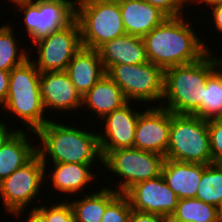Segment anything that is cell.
I'll return each mask as SVG.
<instances>
[{
  "instance_id": "cell-1",
  "label": "cell",
  "mask_w": 222,
  "mask_h": 222,
  "mask_svg": "<svg viewBox=\"0 0 222 222\" xmlns=\"http://www.w3.org/2000/svg\"><path fill=\"white\" fill-rule=\"evenodd\" d=\"M183 18L167 17L142 38L148 61L163 70L198 61L209 51Z\"/></svg>"
},
{
  "instance_id": "cell-14",
  "label": "cell",
  "mask_w": 222,
  "mask_h": 222,
  "mask_svg": "<svg viewBox=\"0 0 222 222\" xmlns=\"http://www.w3.org/2000/svg\"><path fill=\"white\" fill-rule=\"evenodd\" d=\"M130 103L102 118L105 132L98 134V139L103 158L110 151L134 147L137 120L141 112L132 110Z\"/></svg>"
},
{
  "instance_id": "cell-15",
  "label": "cell",
  "mask_w": 222,
  "mask_h": 222,
  "mask_svg": "<svg viewBox=\"0 0 222 222\" xmlns=\"http://www.w3.org/2000/svg\"><path fill=\"white\" fill-rule=\"evenodd\" d=\"M40 91L45 110L81 108L82 97L66 71L40 73Z\"/></svg>"
},
{
  "instance_id": "cell-35",
  "label": "cell",
  "mask_w": 222,
  "mask_h": 222,
  "mask_svg": "<svg viewBox=\"0 0 222 222\" xmlns=\"http://www.w3.org/2000/svg\"><path fill=\"white\" fill-rule=\"evenodd\" d=\"M31 213L28 215V218L25 222H47L46 216L36 207L30 210Z\"/></svg>"
},
{
  "instance_id": "cell-18",
  "label": "cell",
  "mask_w": 222,
  "mask_h": 222,
  "mask_svg": "<svg viewBox=\"0 0 222 222\" xmlns=\"http://www.w3.org/2000/svg\"><path fill=\"white\" fill-rule=\"evenodd\" d=\"M66 72L81 97L106 75L98 50L84 47L74 55Z\"/></svg>"
},
{
  "instance_id": "cell-33",
  "label": "cell",
  "mask_w": 222,
  "mask_h": 222,
  "mask_svg": "<svg viewBox=\"0 0 222 222\" xmlns=\"http://www.w3.org/2000/svg\"><path fill=\"white\" fill-rule=\"evenodd\" d=\"M10 71L0 70V106L5 102L9 90Z\"/></svg>"
},
{
  "instance_id": "cell-13",
  "label": "cell",
  "mask_w": 222,
  "mask_h": 222,
  "mask_svg": "<svg viewBox=\"0 0 222 222\" xmlns=\"http://www.w3.org/2000/svg\"><path fill=\"white\" fill-rule=\"evenodd\" d=\"M158 105L139 114L134 147L166 156L170 137L171 112Z\"/></svg>"
},
{
  "instance_id": "cell-21",
  "label": "cell",
  "mask_w": 222,
  "mask_h": 222,
  "mask_svg": "<svg viewBox=\"0 0 222 222\" xmlns=\"http://www.w3.org/2000/svg\"><path fill=\"white\" fill-rule=\"evenodd\" d=\"M28 139L25 131L18 129L0 148V182L37 154V146Z\"/></svg>"
},
{
  "instance_id": "cell-5",
  "label": "cell",
  "mask_w": 222,
  "mask_h": 222,
  "mask_svg": "<svg viewBox=\"0 0 222 222\" xmlns=\"http://www.w3.org/2000/svg\"><path fill=\"white\" fill-rule=\"evenodd\" d=\"M165 159L211 164L207 120L195 115L171 112L170 137Z\"/></svg>"
},
{
  "instance_id": "cell-38",
  "label": "cell",
  "mask_w": 222,
  "mask_h": 222,
  "mask_svg": "<svg viewBox=\"0 0 222 222\" xmlns=\"http://www.w3.org/2000/svg\"><path fill=\"white\" fill-rule=\"evenodd\" d=\"M193 3L196 1L197 3H199V1L201 3H205L206 5H209V6H213V5H216V4H220L222 3V0H191Z\"/></svg>"
},
{
  "instance_id": "cell-20",
  "label": "cell",
  "mask_w": 222,
  "mask_h": 222,
  "mask_svg": "<svg viewBox=\"0 0 222 222\" xmlns=\"http://www.w3.org/2000/svg\"><path fill=\"white\" fill-rule=\"evenodd\" d=\"M128 102L123 91L107 74L82 97L83 108L86 106L98 114L99 119L123 107Z\"/></svg>"
},
{
  "instance_id": "cell-29",
  "label": "cell",
  "mask_w": 222,
  "mask_h": 222,
  "mask_svg": "<svg viewBox=\"0 0 222 222\" xmlns=\"http://www.w3.org/2000/svg\"><path fill=\"white\" fill-rule=\"evenodd\" d=\"M54 206L37 207L47 218V222H76L72 206L69 202H60Z\"/></svg>"
},
{
  "instance_id": "cell-27",
  "label": "cell",
  "mask_w": 222,
  "mask_h": 222,
  "mask_svg": "<svg viewBox=\"0 0 222 222\" xmlns=\"http://www.w3.org/2000/svg\"><path fill=\"white\" fill-rule=\"evenodd\" d=\"M216 207L198 198L180 199L174 217L185 222H216Z\"/></svg>"
},
{
  "instance_id": "cell-11",
  "label": "cell",
  "mask_w": 222,
  "mask_h": 222,
  "mask_svg": "<svg viewBox=\"0 0 222 222\" xmlns=\"http://www.w3.org/2000/svg\"><path fill=\"white\" fill-rule=\"evenodd\" d=\"M38 60L31 59L40 73L66 71L69 62L82 48L80 27L75 19L70 25L34 42Z\"/></svg>"
},
{
  "instance_id": "cell-36",
  "label": "cell",
  "mask_w": 222,
  "mask_h": 222,
  "mask_svg": "<svg viewBox=\"0 0 222 222\" xmlns=\"http://www.w3.org/2000/svg\"><path fill=\"white\" fill-rule=\"evenodd\" d=\"M16 131H10L6 123L0 122V148Z\"/></svg>"
},
{
  "instance_id": "cell-37",
  "label": "cell",
  "mask_w": 222,
  "mask_h": 222,
  "mask_svg": "<svg viewBox=\"0 0 222 222\" xmlns=\"http://www.w3.org/2000/svg\"><path fill=\"white\" fill-rule=\"evenodd\" d=\"M214 70L222 78V57L219 60H218V58L214 57Z\"/></svg>"
},
{
  "instance_id": "cell-22",
  "label": "cell",
  "mask_w": 222,
  "mask_h": 222,
  "mask_svg": "<svg viewBox=\"0 0 222 222\" xmlns=\"http://www.w3.org/2000/svg\"><path fill=\"white\" fill-rule=\"evenodd\" d=\"M53 165V172L51 175L48 174L52 179L51 184L55 190L63 194L66 192L76 194L95 178V173L90 170L93 164L53 163Z\"/></svg>"
},
{
  "instance_id": "cell-40",
  "label": "cell",
  "mask_w": 222,
  "mask_h": 222,
  "mask_svg": "<svg viewBox=\"0 0 222 222\" xmlns=\"http://www.w3.org/2000/svg\"><path fill=\"white\" fill-rule=\"evenodd\" d=\"M164 222H185V221L180 220L174 217L173 215H167L166 217H164Z\"/></svg>"
},
{
  "instance_id": "cell-24",
  "label": "cell",
  "mask_w": 222,
  "mask_h": 222,
  "mask_svg": "<svg viewBox=\"0 0 222 222\" xmlns=\"http://www.w3.org/2000/svg\"><path fill=\"white\" fill-rule=\"evenodd\" d=\"M196 198L213 206L222 201V165L207 164L199 182Z\"/></svg>"
},
{
  "instance_id": "cell-17",
  "label": "cell",
  "mask_w": 222,
  "mask_h": 222,
  "mask_svg": "<svg viewBox=\"0 0 222 222\" xmlns=\"http://www.w3.org/2000/svg\"><path fill=\"white\" fill-rule=\"evenodd\" d=\"M97 50L105 71L113 65H136L148 62L143 39L130 34L109 40Z\"/></svg>"
},
{
  "instance_id": "cell-34",
  "label": "cell",
  "mask_w": 222,
  "mask_h": 222,
  "mask_svg": "<svg viewBox=\"0 0 222 222\" xmlns=\"http://www.w3.org/2000/svg\"><path fill=\"white\" fill-rule=\"evenodd\" d=\"M213 22L218 32H222V3L211 6Z\"/></svg>"
},
{
  "instance_id": "cell-42",
  "label": "cell",
  "mask_w": 222,
  "mask_h": 222,
  "mask_svg": "<svg viewBox=\"0 0 222 222\" xmlns=\"http://www.w3.org/2000/svg\"><path fill=\"white\" fill-rule=\"evenodd\" d=\"M22 1H26V0H9V2H12V3H18V2H22Z\"/></svg>"
},
{
  "instance_id": "cell-4",
  "label": "cell",
  "mask_w": 222,
  "mask_h": 222,
  "mask_svg": "<svg viewBox=\"0 0 222 222\" xmlns=\"http://www.w3.org/2000/svg\"><path fill=\"white\" fill-rule=\"evenodd\" d=\"M2 108L12 111L33 134L49 120L40 91V72L29 57L10 71L9 90Z\"/></svg>"
},
{
  "instance_id": "cell-23",
  "label": "cell",
  "mask_w": 222,
  "mask_h": 222,
  "mask_svg": "<svg viewBox=\"0 0 222 222\" xmlns=\"http://www.w3.org/2000/svg\"><path fill=\"white\" fill-rule=\"evenodd\" d=\"M112 188L103 187L95 193L85 194L80 200L69 202L76 222H101L106 206L118 195Z\"/></svg>"
},
{
  "instance_id": "cell-26",
  "label": "cell",
  "mask_w": 222,
  "mask_h": 222,
  "mask_svg": "<svg viewBox=\"0 0 222 222\" xmlns=\"http://www.w3.org/2000/svg\"><path fill=\"white\" fill-rule=\"evenodd\" d=\"M14 35L10 25L0 27V70L11 71L29 58L27 50L17 48Z\"/></svg>"
},
{
  "instance_id": "cell-7",
  "label": "cell",
  "mask_w": 222,
  "mask_h": 222,
  "mask_svg": "<svg viewBox=\"0 0 222 222\" xmlns=\"http://www.w3.org/2000/svg\"><path fill=\"white\" fill-rule=\"evenodd\" d=\"M106 74L123 91L127 100L153 103L163 99L164 70L151 62L111 66Z\"/></svg>"
},
{
  "instance_id": "cell-28",
  "label": "cell",
  "mask_w": 222,
  "mask_h": 222,
  "mask_svg": "<svg viewBox=\"0 0 222 222\" xmlns=\"http://www.w3.org/2000/svg\"><path fill=\"white\" fill-rule=\"evenodd\" d=\"M132 208L127 197L119 193L107 206L101 222H129Z\"/></svg>"
},
{
  "instance_id": "cell-8",
  "label": "cell",
  "mask_w": 222,
  "mask_h": 222,
  "mask_svg": "<svg viewBox=\"0 0 222 222\" xmlns=\"http://www.w3.org/2000/svg\"><path fill=\"white\" fill-rule=\"evenodd\" d=\"M24 12V25L32 44L70 25L76 18V0H26L15 3Z\"/></svg>"
},
{
  "instance_id": "cell-12",
  "label": "cell",
  "mask_w": 222,
  "mask_h": 222,
  "mask_svg": "<svg viewBox=\"0 0 222 222\" xmlns=\"http://www.w3.org/2000/svg\"><path fill=\"white\" fill-rule=\"evenodd\" d=\"M123 194L133 210L163 217L172 215L178 202L176 194L165 183L162 175L138 182Z\"/></svg>"
},
{
  "instance_id": "cell-25",
  "label": "cell",
  "mask_w": 222,
  "mask_h": 222,
  "mask_svg": "<svg viewBox=\"0 0 222 222\" xmlns=\"http://www.w3.org/2000/svg\"><path fill=\"white\" fill-rule=\"evenodd\" d=\"M200 118L203 120L222 118V78L215 70L205 82Z\"/></svg>"
},
{
  "instance_id": "cell-10",
  "label": "cell",
  "mask_w": 222,
  "mask_h": 222,
  "mask_svg": "<svg viewBox=\"0 0 222 222\" xmlns=\"http://www.w3.org/2000/svg\"><path fill=\"white\" fill-rule=\"evenodd\" d=\"M47 176L46 167L41 157L36 154L23 167L3 179L0 182V197L4 202L5 211L20 216L25 207L39 194L41 182Z\"/></svg>"
},
{
  "instance_id": "cell-30",
  "label": "cell",
  "mask_w": 222,
  "mask_h": 222,
  "mask_svg": "<svg viewBox=\"0 0 222 222\" xmlns=\"http://www.w3.org/2000/svg\"><path fill=\"white\" fill-rule=\"evenodd\" d=\"M212 163L222 162V118L207 120Z\"/></svg>"
},
{
  "instance_id": "cell-16",
  "label": "cell",
  "mask_w": 222,
  "mask_h": 222,
  "mask_svg": "<svg viewBox=\"0 0 222 222\" xmlns=\"http://www.w3.org/2000/svg\"><path fill=\"white\" fill-rule=\"evenodd\" d=\"M205 164L165 159L161 175L178 200L196 198Z\"/></svg>"
},
{
  "instance_id": "cell-32",
  "label": "cell",
  "mask_w": 222,
  "mask_h": 222,
  "mask_svg": "<svg viewBox=\"0 0 222 222\" xmlns=\"http://www.w3.org/2000/svg\"><path fill=\"white\" fill-rule=\"evenodd\" d=\"M129 222H164V217L157 214L138 212L132 209Z\"/></svg>"
},
{
  "instance_id": "cell-9",
  "label": "cell",
  "mask_w": 222,
  "mask_h": 222,
  "mask_svg": "<svg viewBox=\"0 0 222 222\" xmlns=\"http://www.w3.org/2000/svg\"><path fill=\"white\" fill-rule=\"evenodd\" d=\"M164 160L165 157L160 154L131 147L110 151L101 164L121 176L123 181L115 191L124 193L138 182L161 175Z\"/></svg>"
},
{
  "instance_id": "cell-2",
  "label": "cell",
  "mask_w": 222,
  "mask_h": 222,
  "mask_svg": "<svg viewBox=\"0 0 222 222\" xmlns=\"http://www.w3.org/2000/svg\"><path fill=\"white\" fill-rule=\"evenodd\" d=\"M54 120H49L35 134L42 142V146L37 147V154L45 167L48 158L53 163L93 164L98 157L103 162L98 133L83 131L64 123L62 125Z\"/></svg>"
},
{
  "instance_id": "cell-6",
  "label": "cell",
  "mask_w": 222,
  "mask_h": 222,
  "mask_svg": "<svg viewBox=\"0 0 222 222\" xmlns=\"http://www.w3.org/2000/svg\"><path fill=\"white\" fill-rule=\"evenodd\" d=\"M76 5L82 47L97 50L105 42L126 34L119 4L76 0Z\"/></svg>"
},
{
  "instance_id": "cell-31",
  "label": "cell",
  "mask_w": 222,
  "mask_h": 222,
  "mask_svg": "<svg viewBox=\"0 0 222 222\" xmlns=\"http://www.w3.org/2000/svg\"><path fill=\"white\" fill-rule=\"evenodd\" d=\"M152 6L158 8L167 17L183 16L182 11L185 4L191 0H144ZM187 2V3H186Z\"/></svg>"
},
{
  "instance_id": "cell-41",
  "label": "cell",
  "mask_w": 222,
  "mask_h": 222,
  "mask_svg": "<svg viewBox=\"0 0 222 222\" xmlns=\"http://www.w3.org/2000/svg\"><path fill=\"white\" fill-rule=\"evenodd\" d=\"M100 1L107 2V3L120 4V3H122L124 0H100Z\"/></svg>"
},
{
  "instance_id": "cell-19",
  "label": "cell",
  "mask_w": 222,
  "mask_h": 222,
  "mask_svg": "<svg viewBox=\"0 0 222 222\" xmlns=\"http://www.w3.org/2000/svg\"><path fill=\"white\" fill-rule=\"evenodd\" d=\"M126 34L143 38L167 16L144 0H124L119 4Z\"/></svg>"
},
{
  "instance_id": "cell-3",
  "label": "cell",
  "mask_w": 222,
  "mask_h": 222,
  "mask_svg": "<svg viewBox=\"0 0 222 222\" xmlns=\"http://www.w3.org/2000/svg\"><path fill=\"white\" fill-rule=\"evenodd\" d=\"M208 51L198 61L173 66L164 70L162 108L175 114H189L200 117V104L208 76L214 71V57Z\"/></svg>"
},
{
  "instance_id": "cell-39",
  "label": "cell",
  "mask_w": 222,
  "mask_h": 222,
  "mask_svg": "<svg viewBox=\"0 0 222 222\" xmlns=\"http://www.w3.org/2000/svg\"><path fill=\"white\" fill-rule=\"evenodd\" d=\"M216 222H222V201L218 206H216Z\"/></svg>"
}]
</instances>
